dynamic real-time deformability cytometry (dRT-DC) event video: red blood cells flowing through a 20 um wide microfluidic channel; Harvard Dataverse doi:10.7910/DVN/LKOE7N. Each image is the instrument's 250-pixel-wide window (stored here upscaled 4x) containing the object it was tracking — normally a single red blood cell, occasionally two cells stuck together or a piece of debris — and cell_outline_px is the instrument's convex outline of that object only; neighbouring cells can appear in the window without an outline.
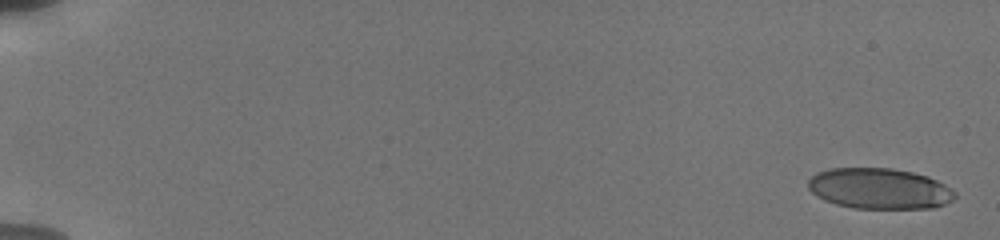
{"species": "human", "species_latin": "Homo sapiens", "temperature_condition": "cold", "stored_images_in_passage": 11, "camera_frame_rate_fps": 3000, "um_per_image_px": 0.085, "donor": {"sex": "male"}, "frame": {"image": 1, "passage_image": 1, "time_ms": 0.0, "image_size_px": [1000, 240], "cell_outline_px": [[956, 196], [952, 200], [944, 204], [932, 208], [852, 208], [836, 204], [824, 200], [816, 196], [808, 188], [808, 180], [816, 172], [828, 168], [892, 168], [912, 172], [928, 176], [944, 184], [956, 192]], "centroid_in_image_um": [74.72, 16.02], "position_along_channel_um": 10.3, "area_um2": 34.97}}
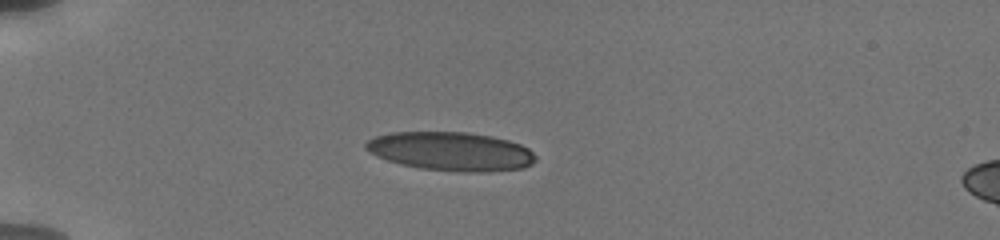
{"frame": {"image": 2, "passage_image": 7, "time_ms": 5.0, "image_size_px": [1000, 240], "cell_outline_px": [[536, 160], [532, 164], [524, 168], [488, 172], [464, 172], [420, 168], [388, 160], [376, 156], [368, 152], [364, 148], [364, 144], [368, 140], [376, 136], [392, 132], [468, 132], [492, 136], [508, 140], [520, 144], [528, 148], [536, 156]], "centroid_in_image_um": [38.35, 12.86], "position_along_channel_um": 46.7, "area_um2": 38.44}}
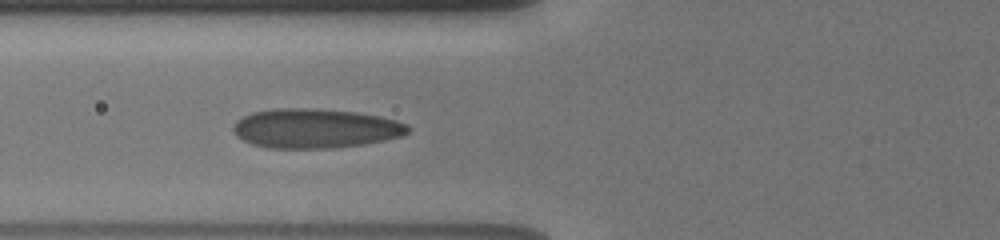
{"frame": {"image": 3, "passage_image": 10, "time_ms": 7.333, "image_size_px": [1000, 240], "cell_outline_px": [[412, 128], [404, 136], [364, 144], [332, 148], [268, 148], [252, 144], [236, 136], [232, 128], [236, 120], [252, 112], [276, 108], [316, 108], [356, 112], [380, 116], [396, 120], [408, 124]], "centroid_in_image_um": [26.82, 10.91], "position_along_channel_um": 99.0, "area_um2": 40.46}}